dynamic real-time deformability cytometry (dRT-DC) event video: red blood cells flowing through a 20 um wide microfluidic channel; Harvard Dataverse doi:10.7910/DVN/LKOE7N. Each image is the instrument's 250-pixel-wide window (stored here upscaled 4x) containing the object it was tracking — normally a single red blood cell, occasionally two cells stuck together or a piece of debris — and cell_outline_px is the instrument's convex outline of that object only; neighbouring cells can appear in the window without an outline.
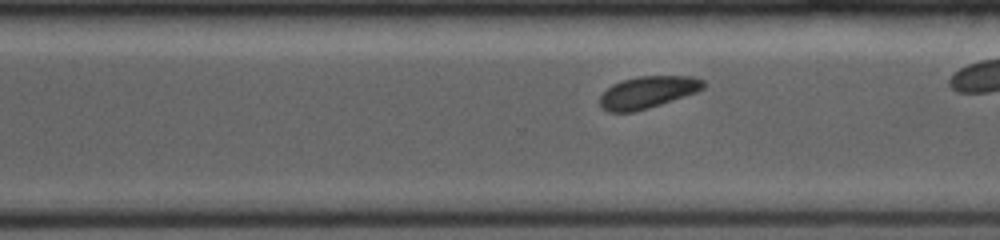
{"species": "common noctule bat (a hibernating species)", "species_latin": "Nyctalus noctula", "temperature_condition": "room temperature", "stored_images_in_passage": 27, "camera_frame_rate_fps": 4000, "um_per_image_px": 0.085, "animal": {"sex": "female", "body_mass_g": 19.0, "forearm_length_mm": 53.3}, "frame": {"image": 1, "passage_image": 20, "time_ms": 6.25, "image_size_px": [1000, 240], "cell_outline_px": [[704, 88], [696, 92], [648, 108], [632, 112], [608, 112], [600, 108], [600, 96], [612, 84], [624, 80], [640, 76], [692, 76], [704, 80]], "centroid_in_image_um": [55.03, 7.84], "position_along_channel_um": 315.6, "area_um2": 19.13}}
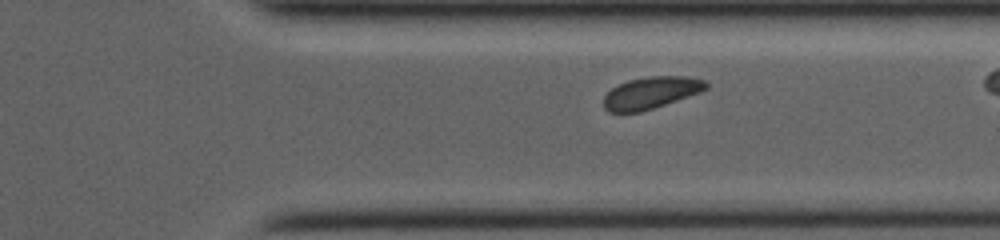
{"frame": {"image": 2, "passage_image": 23, "time_ms": 7.25, "image_size_px": [1000, 240], "cell_outline_px": [[708, 88], [700, 92], [640, 112], [608, 112], [604, 108], [604, 96], [612, 88], [628, 80], [648, 76], [688, 76], [704, 80], [708, 84]], "centroid_in_image_um": [55.33, 7.87], "position_along_channel_um": 356.1, "area_um2": 18.84}}